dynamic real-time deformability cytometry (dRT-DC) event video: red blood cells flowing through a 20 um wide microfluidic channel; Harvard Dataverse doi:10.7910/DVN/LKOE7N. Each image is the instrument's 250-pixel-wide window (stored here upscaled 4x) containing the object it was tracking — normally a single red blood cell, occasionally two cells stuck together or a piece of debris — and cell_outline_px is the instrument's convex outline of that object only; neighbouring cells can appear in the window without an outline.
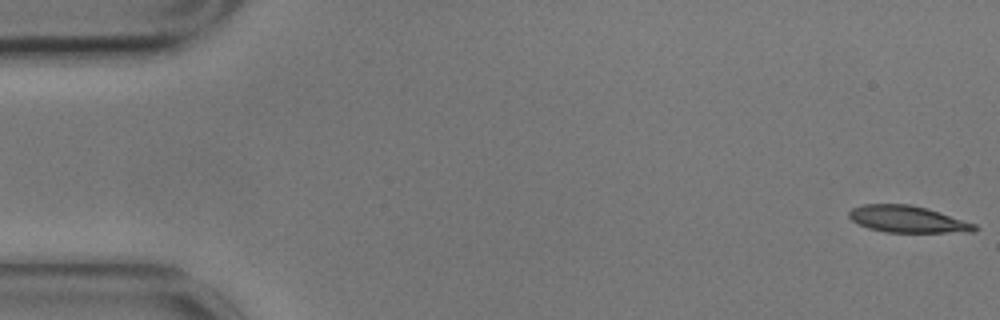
{"species": "common noctule bat (a hibernating species)", "species_latin": "Nyctalus noctula", "temperature_condition": "cold", "stored_images_in_passage": 5, "camera_frame_rate_fps": 3000, "um_per_image_px": 0.085, "animal": {"sex": "male", "body_mass_g": 17.9}, "frame": {"image": 1, "passage_image": 1, "time_ms": 0.0, "image_size_px": [1000, 320], "cell_outline_px": [[980, 228], [976, 232], [884, 232], [868, 228], [852, 220], [848, 216], [848, 212], [852, 208], [864, 204], [908, 204], [924, 208], [976, 224]], "centroid_in_image_um": [77.14, 18.64], "position_along_channel_um": 7.9, "area_um2": 19.36}}
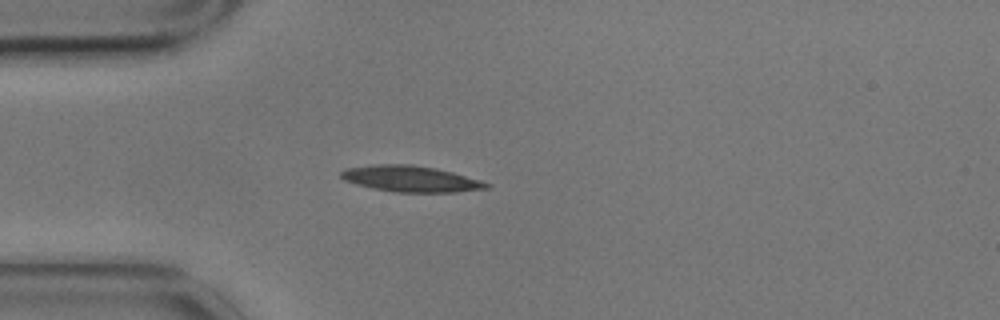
{"frame": {"image": 2, "passage_image": 5, "time_ms": 1.333, "image_size_px": [1000, 320], "cell_outline_px": [[492, 188], [456, 192], [396, 192], [372, 188], [356, 184], [344, 180], [340, 176], [340, 172], [348, 168], [372, 164], [412, 164], [436, 168], [452, 172], [480, 180], [492, 184]], "centroid_in_image_um": [34.94, 15.2], "position_along_channel_um": 50.1, "area_um2": 22.2}}